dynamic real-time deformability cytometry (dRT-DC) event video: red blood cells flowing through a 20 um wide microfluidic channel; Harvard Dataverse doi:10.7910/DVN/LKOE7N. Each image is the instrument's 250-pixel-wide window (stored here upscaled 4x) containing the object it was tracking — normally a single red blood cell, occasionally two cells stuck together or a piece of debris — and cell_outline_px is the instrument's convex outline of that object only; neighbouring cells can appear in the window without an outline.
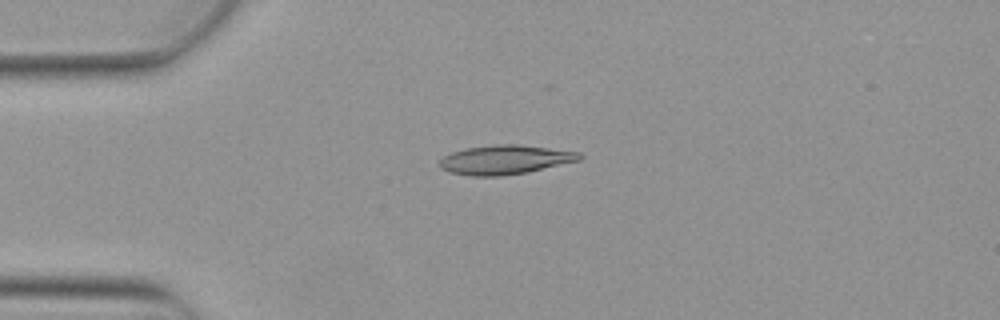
{"species": "Egyptian fruit bat (a non-hibernating species)", "species_latin": "Rousettus aegyptiacus", "temperature_condition": "warm", "stored_images_in_passage": 5, "camera_frame_rate_fps": 3000, "um_per_image_px": 0.085, "animal": {"sex": "female"}, "frame": {"image": 1, "passage_image": 3, "time_ms": 0.667, "image_size_px": [1000, 320], "cell_outline_px": [[584, 156], [580, 160], [528, 172], [500, 176], [468, 176], [448, 172], [440, 168], [436, 164], [444, 156], [452, 152], [468, 148], [496, 144], [520, 144], [580, 152]], "centroid_in_image_um": [42.91, 13.58], "position_along_channel_um": 42.1, "area_um2": 23.99}}
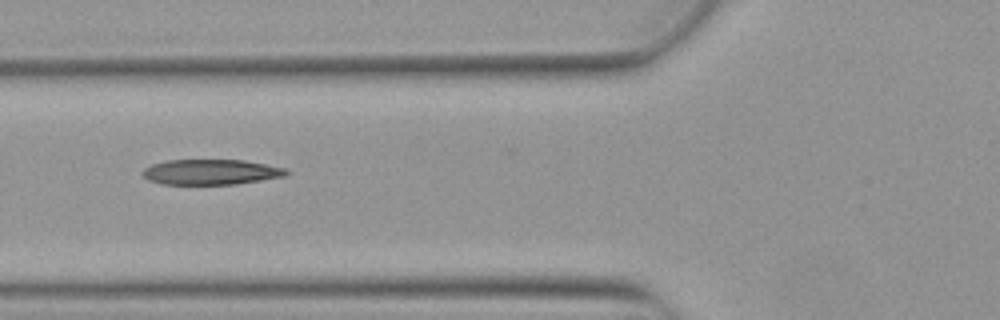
{"frame": {"image": 2, "passage_image": 5, "time_ms": 1.333, "image_size_px": [1000, 320], "cell_outline_px": [[288, 172], [284, 176], [236, 184], [160, 184], [148, 180], [140, 172], [144, 168], [152, 164], [164, 160], [244, 160], [288, 168]], "centroid_in_image_um": [17.89, 14.61], "position_along_channel_um": 107.9, "area_um2": 21.27}}